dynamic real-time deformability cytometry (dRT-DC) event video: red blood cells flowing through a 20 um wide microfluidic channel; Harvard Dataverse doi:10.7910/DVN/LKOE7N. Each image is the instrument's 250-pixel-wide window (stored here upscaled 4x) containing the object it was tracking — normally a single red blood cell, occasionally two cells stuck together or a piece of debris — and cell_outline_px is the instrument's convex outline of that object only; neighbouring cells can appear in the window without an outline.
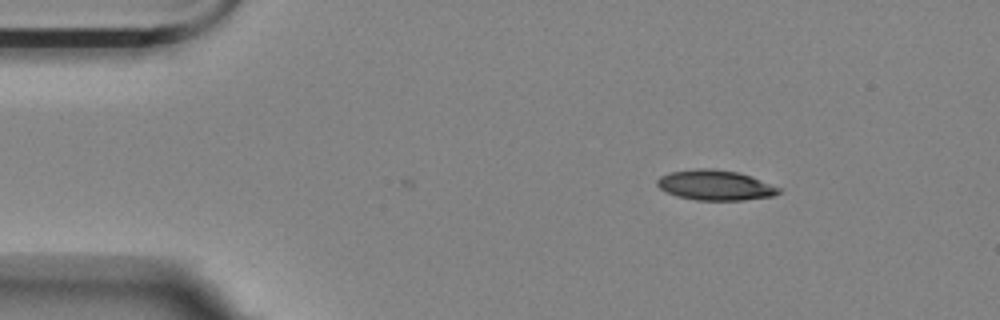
{"species": "Egyptian fruit bat (a non-hibernating species)", "species_latin": "Rousettus aegyptiacus", "temperature_condition": "room temperature", "stored_images_in_passage": 7, "camera_frame_rate_fps": 3000, "um_per_image_px": 0.085, "animal": {"sex": "female"}, "frame": {"image": 1, "passage_image": 7, "time_ms": 2.0, "image_size_px": [1000, 320], "cell_outline_px": [[784, 188], [780, 192], [772, 196], [744, 200], [696, 200], [676, 196], [660, 188], [656, 184], [656, 180], [660, 176], [672, 172], [696, 168], [712, 168], [736, 172], [752, 176]], "centroid_in_image_um": [60.84, 15.74], "position_along_channel_um": 24.2, "area_um2": 21.5}}